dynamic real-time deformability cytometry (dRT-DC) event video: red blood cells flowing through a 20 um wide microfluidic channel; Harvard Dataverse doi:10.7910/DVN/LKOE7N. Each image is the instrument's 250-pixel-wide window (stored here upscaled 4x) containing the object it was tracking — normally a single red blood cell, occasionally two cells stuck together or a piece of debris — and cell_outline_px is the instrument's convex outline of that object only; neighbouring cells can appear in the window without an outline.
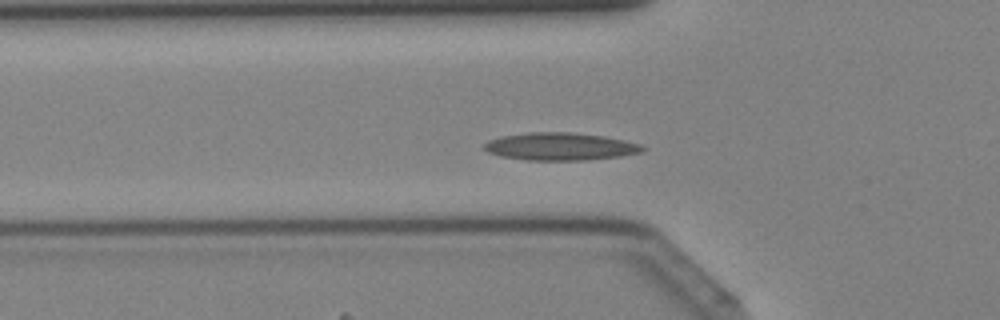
{"species": "Egyptian fruit bat (a non-hibernating species)", "species_latin": "Rousettus aegyptiacus", "temperature_condition": "cold", "stored_images_in_passage": 42, "camera_frame_rate_fps": 3000, "um_per_image_px": 0.085, "animal": {"sex": "female"}, "frame": {"image": 1, "passage_image": 13, "time_ms": 4.0, "image_size_px": [1000, 320], "cell_outline_px": [[648, 148], [640, 152], [620, 156], [584, 160], [528, 160], [500, 156], [488, 152], [484, 148], [484, 144], [488, 140], [500, 136], [528, 132], [572, 132], [604, 136], [624, 140], [640, 144]], "centroid_in_image_um": [47.61, 12.44], "position_along_channel_um": 78.2, "area_um2": 25.49}}
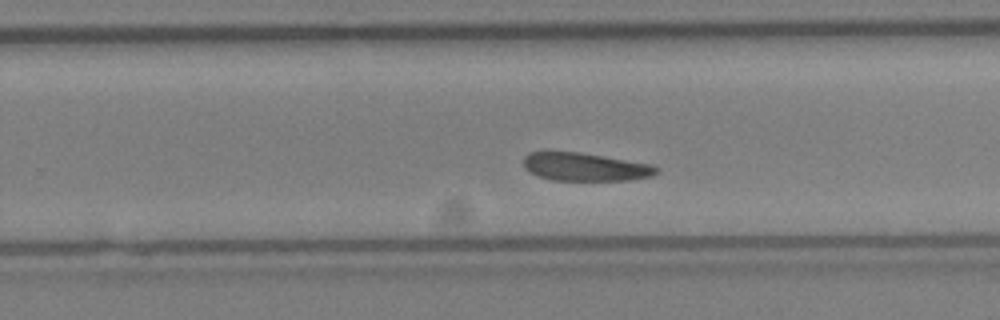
{"frame": {"image": 2, "passage_image": 26, "time_ms": 8.333, "image_size_px": [1000, 320], "cell_outline_px": [[660, 168], [652, 176], [628, 180], [552, 180], [528, 172], [524, 168], [524, 156], [528, 152], [580, 152], [652, 164]], "centroid_in_image_um": [49.73, 14.18], "position_along_channel_um": 280.1, "area_um2": 21.73}}
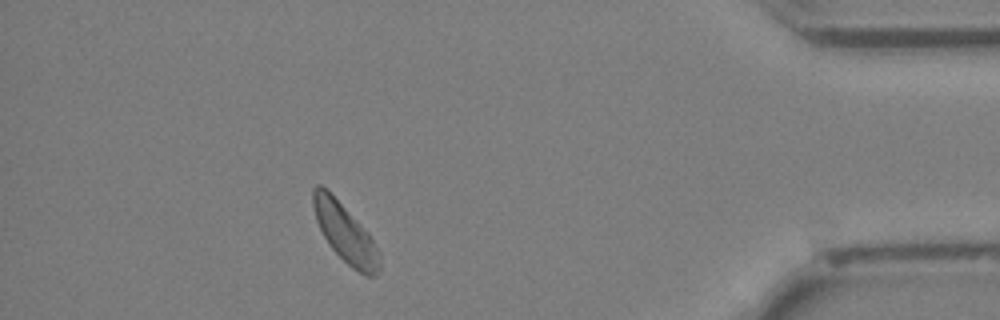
{"frame": {"image": 3, "passage_image": 37, "time_ms": 12.0, "image_size_px": [1000, 320], "cell_outline_px": [[380, 272], [376, 276], [364, 276], [352, 268], [328, 244], [316, 220], [312, 204], [312, 188], [316, 184], [320, 184], [368, 232], [380, 252]], "centroid_in_image_um": [29.36, 19.87], "position_along_channel_um": 405.8, "area_um2": 22.25}}